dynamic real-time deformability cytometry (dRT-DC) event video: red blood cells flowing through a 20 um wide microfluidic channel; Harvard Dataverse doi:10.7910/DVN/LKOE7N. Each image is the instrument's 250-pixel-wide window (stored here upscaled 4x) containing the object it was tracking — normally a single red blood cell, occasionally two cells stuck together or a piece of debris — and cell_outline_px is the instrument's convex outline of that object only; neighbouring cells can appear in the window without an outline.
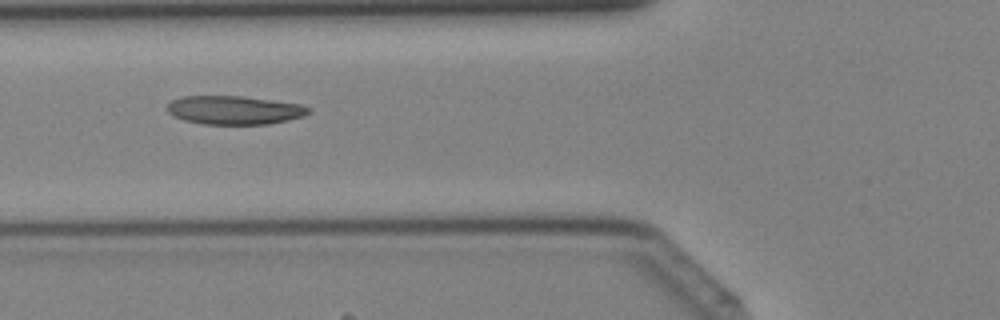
{"species": "Egyptian fruit bat (a non-hibernating species)", "species_latin": "Rousettus aegyptiacus", "temperature_condition": "cold", "stored_images_in_passage": 29, "camera_frame_rate_fps": 3000, "um_per_image_px": 0.085, "animal": {"sex": "female"}, "frame": {"image": 1, "passage_image": 3, "time_ms": 0.667, "image_size_px": [1000, 320], "cell_outline_px": [[312, 112], [304, 116], [288, 120], [268, 124], [204, 124], [184, 120], [172, 116], [164, 108], [172, 100], [184, 96], [244, 96], [300, 104], [308, 108]], "centroid_in_image_um": [19.89, 9.36], "position_along_channel_um": 105.9, "area_um2": 23.64}}
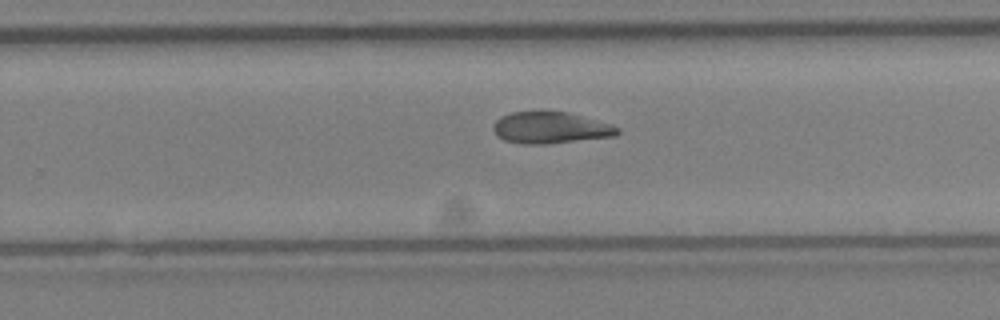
{"frame": {"image": 2, "passage_image": 14, "time_ms": 4.333, "image_size_px": [1000, 320], "cell_outline_px": [[620, 132], [616, 136], [544, 144], [520, 144], [504, 140], [496, 136], [492, 128], [496, 120], [500, 116], [512, 112], [540, 108], [568, 112], [612, 124], [620, 128]], "centroid_in_image_um": [46.76, 10.82], "position_along_channel_um": 283.0, "area_um2": 23.7}}
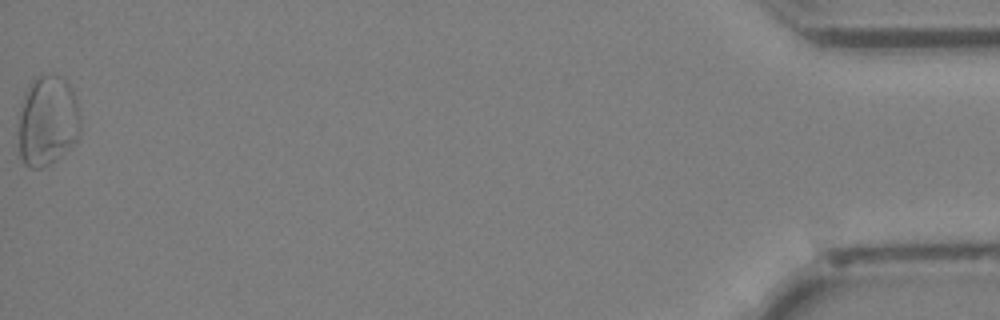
{"frame": {"image": 3, "passage_image": 29, "time_ms": 9.333, "image_size_px": [1000, 320], "cell_outline_px": [[80, 136], [60, 156], [44, 168], [28, 168], [24, 164], [20, 156], [20, 112], [24, 92], [36, 76], [52, 72], [56, 72], [72, 88], [80, 112]], "centroid_in_image_um": [4.06, 10.24], "position_along_channel_um": 431.1, "area_um2": 32.77}}